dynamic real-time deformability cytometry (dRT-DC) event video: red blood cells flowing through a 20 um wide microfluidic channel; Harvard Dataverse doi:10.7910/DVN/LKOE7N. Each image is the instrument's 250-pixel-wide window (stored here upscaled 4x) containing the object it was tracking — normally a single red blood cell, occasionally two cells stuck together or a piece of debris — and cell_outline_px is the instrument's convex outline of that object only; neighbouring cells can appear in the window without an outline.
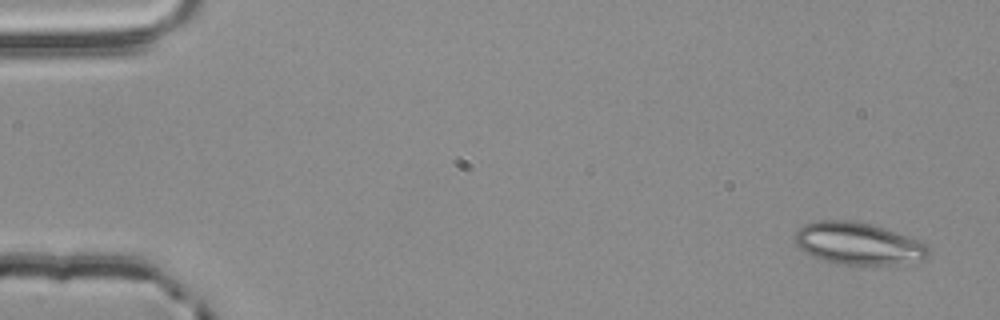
{"species": "common noctule bat (a hibernating species)", "species_latin": "Nyctalus noctula", "temperature_condition": "room temperature", "stored_images_in_passage": 3, "camera_frame_rate_fps": 3000, "um_per_image_px": 0.085, "animal": {"sex": "male", "body_mass_g": 20.4}, "frame": {"image": 1, "passage_image": 1, "time_ms": 0.0, "image_size_px": [1000, 320], "cell_outline_px": [[928, 256], [924, 260], [900, 264], [836, 264], [812, 256], [804, 252], [796, 244], [796, 232], [804, 224], [820, 220], [856, 220], [872, 224], [884, 228], [916, 240], [924, 244], [928, 248]], "centroid_in_image_um": [72.92, 20.7], "position_along_channel_um": 12.1, "area_um2": 32.54}}